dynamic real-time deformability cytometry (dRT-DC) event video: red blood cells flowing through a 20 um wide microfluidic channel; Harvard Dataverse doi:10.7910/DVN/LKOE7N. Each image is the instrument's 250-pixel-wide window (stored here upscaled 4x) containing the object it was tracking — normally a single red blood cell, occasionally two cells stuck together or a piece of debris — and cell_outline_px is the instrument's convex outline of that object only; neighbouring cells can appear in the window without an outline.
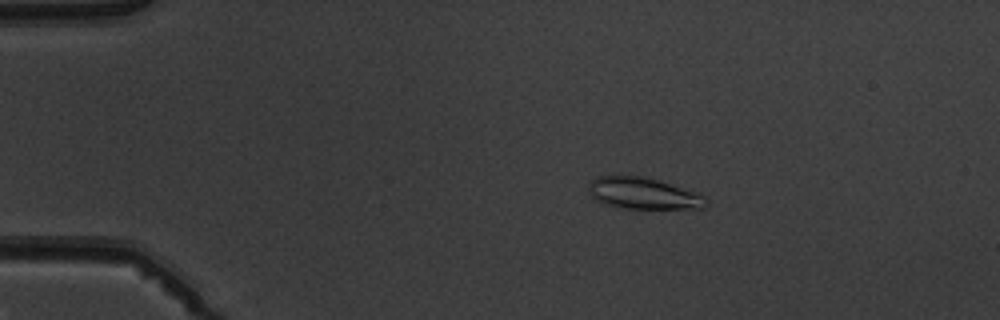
{"species": "common noctule bat (a hibernating species)", "species_latin": "Nyctalus noctula", "temperature_condition": "warm", "stored_images_in_passage": 6, "camera_frame_rate_fps": 3000, "um_per_image_px": 0.085, "animal": {"sex": "male", "body_mass_g": 19.5, "forearm_length_mm": 54.6}, "frame": {"image": 1, "passage_image": 4, "time_ms": 3.333, "image_size_px": [1000, 320], "cell_outline_px": [[708, 204], [704, 208], [624, 208], [604, 204], [596, 200], [588, 192], [588, 184], [596, 176], [644, 176], [660, 180], [700, 192], [708, 200]], "centroid_in_image_um": [54.71, 16.42], "position_along_channel_um": 30.3, "area_um2": 21.85}}